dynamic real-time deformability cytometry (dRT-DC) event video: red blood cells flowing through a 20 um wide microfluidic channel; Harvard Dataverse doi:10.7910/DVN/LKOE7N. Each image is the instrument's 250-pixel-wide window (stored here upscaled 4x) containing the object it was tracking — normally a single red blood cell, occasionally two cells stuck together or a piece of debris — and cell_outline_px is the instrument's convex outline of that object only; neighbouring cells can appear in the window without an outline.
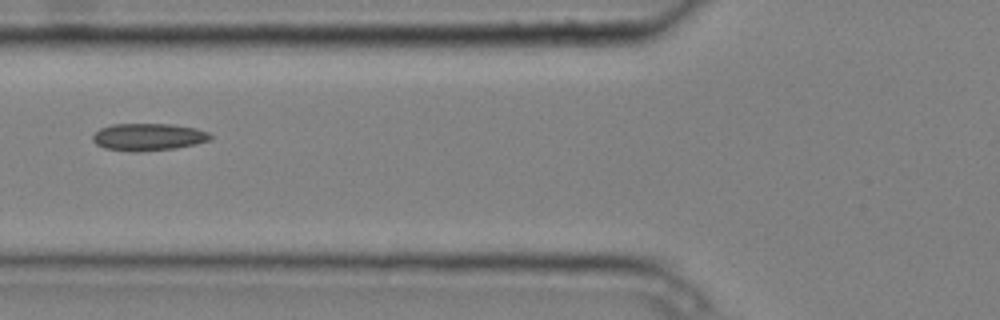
{"species": "common noctule bat (a hibernating species)", "species_latin": "Nyctalus noctula", "temperature_condition": "cold", "stored_images_in_passage": 3, "camera_frame_rate_fps": 3000, "um_per_image_px": 0.085, "animal": {"sex": "male", "body_mass_g": 20.4}, "frame": {"image": 1, "passage_image": 2, "time_ms": 0.333, "image_size_px": [1000, 320], "cell_outline_px": [[212, 140], [196, 144], [176, 148], [140, 152], [132, 152], [104, 148], [96, 144], [92, 140], [92, 136], [100, 128], [112, 124], [172, 124], [196, 128], [208, 132], [212, 136]], "centroid_in_image_um": [12.61, 11.65], "position_along_channel_um": 113.2, "area_um2": 18.9}}
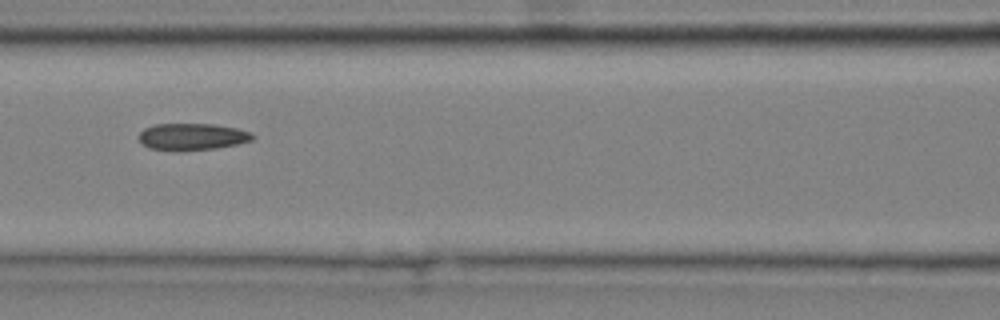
{"frame": {"image": 2, "passage_image": 3, "time_ms": 0.667, "image_size_px": [1000, 320], "cell_outline_px": [[256, 136], [252, 140], [236, 144], [216, 148], [180, 152], [148, 148], [140, 144], [140, 132], [144, 128], [156, 124], [212, 124], [236, 128], [252, 132]], "centroid_in_image_um": [16.32, 11.63], "position_along_channel_um": 150.3, "area_um2": 18.03}}